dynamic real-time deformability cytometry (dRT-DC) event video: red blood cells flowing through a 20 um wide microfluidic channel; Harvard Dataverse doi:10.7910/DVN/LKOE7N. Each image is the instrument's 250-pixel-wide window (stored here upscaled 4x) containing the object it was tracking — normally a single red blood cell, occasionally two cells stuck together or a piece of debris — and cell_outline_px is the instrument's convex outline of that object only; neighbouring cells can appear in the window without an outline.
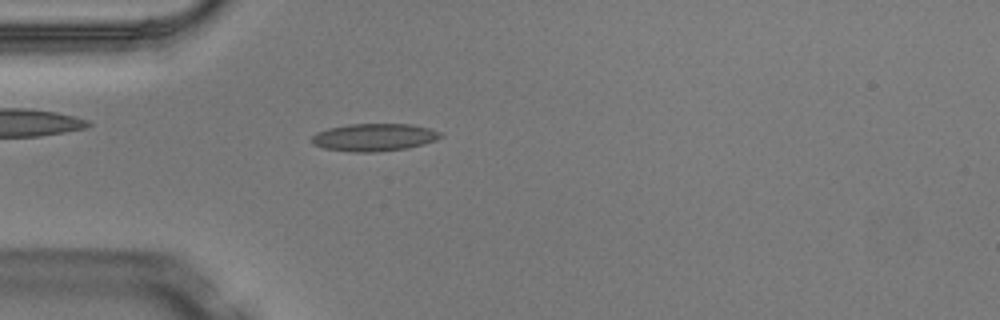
{"species": "Egyptian fruit bat (a non-hibernating species)", "species_latin": "Rousettus aegyptiacus", "temperature_condition": "warm", "stored_images_in_passage": 4, "camera_frame_rate_fps": 3000, "um_per_image_px": 0.085, "animal": {"sex": "male"}, "frame": {"image": 1, "passage_image": 4, "time_ms": 1.0, "image_size_px": [1000, 320], "cell_outline_px": [[444, 136], [436, 140], [424, 144], [408, 148], [376, 152], [352, 152], [324, 148], [312, 144], [312, 136], [316, 132], [328, 128], [348, 124], [408, 124], [428, 128], [444, 132]], "centroid_in_image_um": [31.83, 11.67], "position_along_channel_um": 53.2, "area_um2": 20.87}}